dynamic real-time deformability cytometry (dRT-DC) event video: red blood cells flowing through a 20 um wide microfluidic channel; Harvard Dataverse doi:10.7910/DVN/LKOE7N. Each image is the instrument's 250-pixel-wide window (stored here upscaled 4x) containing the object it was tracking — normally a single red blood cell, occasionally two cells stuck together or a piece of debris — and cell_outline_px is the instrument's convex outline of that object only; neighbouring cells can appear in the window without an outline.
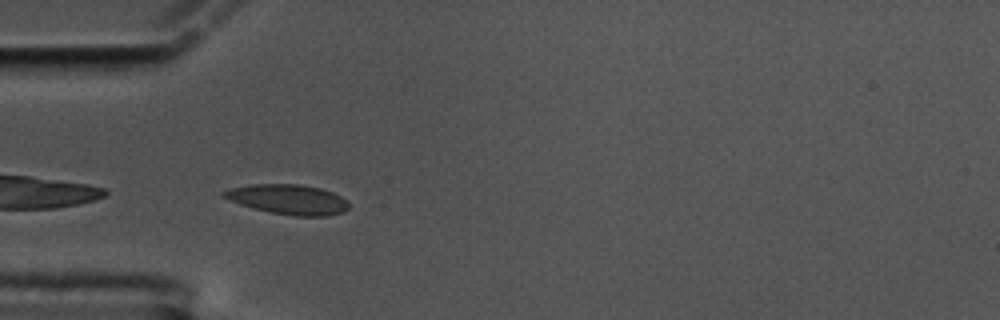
{"species": "common noctule bat (a hibernating species)", "species_latin": "Nyctalus noctula", "temperature_condition": "cold", "stored_images_in_passage": 44, "camera_frame_rate_fps": 3000, "um_per_image_px": 0.085, "animal": {"sex": "male", "body_mass_g": 17.5, "forearm_length_mm": 52.3}, "frame": {"image": 1, "passage_image": 3, "time_ms": 0.667, "image_size_px": [1000, 320], "cell_outline_px": [[348, 208], [344, 212], [328, 216], [296, 216], [272, 212], [252, 208], [228, 200], [220, 196], [220, 192], [228, 188], [252, 184], [300, 184], [320, 188], [332, 192], [348, 200]], "centroid_in_image_um": [24.46, 16.94], "position_along_channel_um": 60.5, "area_um2": 21.96}}
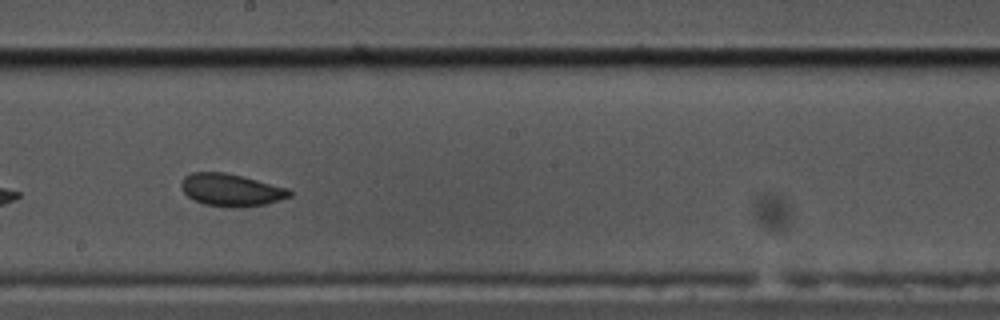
{"frame": {"image": 2, "passage_image": 18, "time_ms": 5.667, "image_size_px": [1000, 320], "cell_outline_px": [[292, 196], [264, 204], [232, 208], [204, 204], [192, 200], [180, 188], [180, 180], [184, 176], [192, 172], [224, 172], [292, 188]], "centroid_in_image_um": [19.63, 16.14], "position_along_channel_um": 228.6, "area_um2": 20.69}}
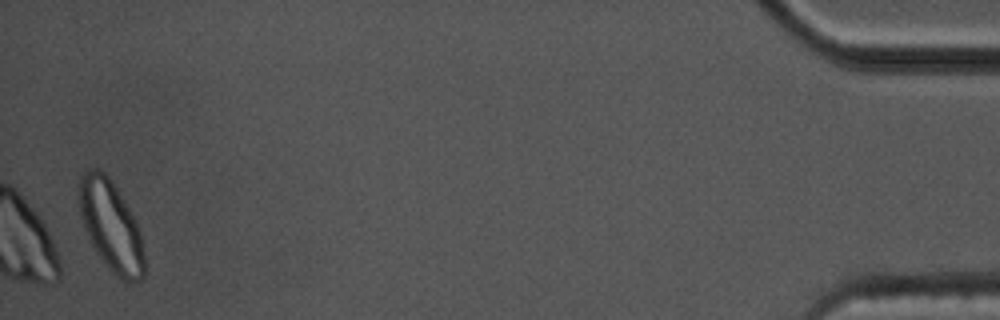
{"frame": {"image": 3, "passage_image": 43, "time_ms": 14.0, "image_size_px": [1000, 320], "cell_outline_px": [[144, 276], [140, 280], [132, 284], [116, 276], [108, 268], [96, 252], [84, 228], [80, 216], [76, 184], [80, 176], [88, 168], [100, 168], [108, 176], [116, 188], [128, 208], [140, 232], [144, 252]], "centroid_in_image_um": [9.39, 19.18], "position_along_channel_um": 425.8, "area_um2": 34.56}, "authors_computed_cell_mechanics": {"area_um2": 20.6346, "velocity_mm_per_s": 3.4219, "shape_relaxation_time_tau1_ms": null, "shape_relaxation_time_tau2_ms": 1.8541, "deformation_change_tau1": null, "deformation_change_tau2": 0.0629}}